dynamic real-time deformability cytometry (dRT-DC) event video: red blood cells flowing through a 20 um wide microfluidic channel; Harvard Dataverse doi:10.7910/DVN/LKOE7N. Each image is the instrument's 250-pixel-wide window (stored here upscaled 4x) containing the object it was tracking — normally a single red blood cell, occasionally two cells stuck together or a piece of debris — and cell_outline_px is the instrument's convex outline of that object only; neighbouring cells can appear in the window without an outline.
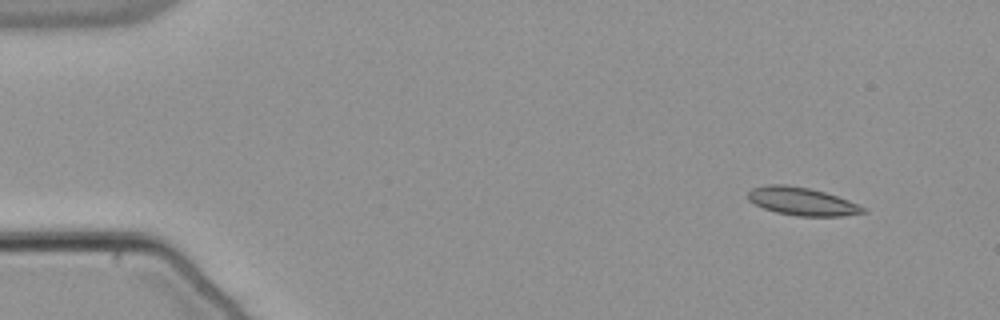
{"species": "common noctule bat (a hibernating species)", "species_latin": "Nyctalus noctula", "temperature_condition": "warm", "stored_images_in_passage": 50, "camera_frame_rate_fps": 3000, "um_per_image_px": 0.085, "animal": {"sex": "male", "body_mass_g": 21.5, "forearm_length_mm": 52.0}, "frame": {"image": 1, "passage_image": 1, "time_ms": 0.0, "image_size_px": [1000, 320], "cell_outline_px": [[868, 212], [844, 216], [800, 216], [776, 212], [764, 208], [748, 200], [748, 192], [752, 188], [768, 184], [784, 184], [808, 188], [824, 192], [848, 200], [864, 208]], "centroid_in_image_um": [68.15, 17.12], "position_along_channel_um": 16.8, "area_um2": 18.55}}
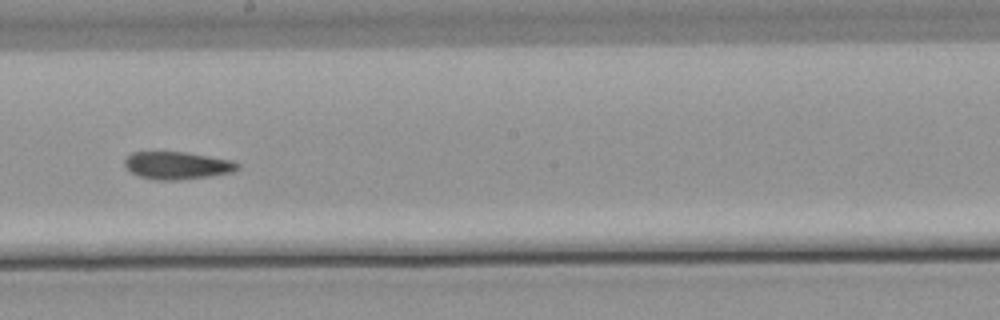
{"frame": {"image": 2, "passage_image": 27, "time_ms": 8.667, "image_size_px": [1000, 320], "cell_outline_px": [[240, 168], [232, 172], [208, 176], [176, 180], [156, 180], [140, 176], [132, 172], [124, 164], [124, 160], [132, 152], [184, 152], [232, 160], [240, 164]], "centroid_in_image_um": [15.08, 14.06], "position_along_channel_um": 233.1, "area_um2": 17.92}}
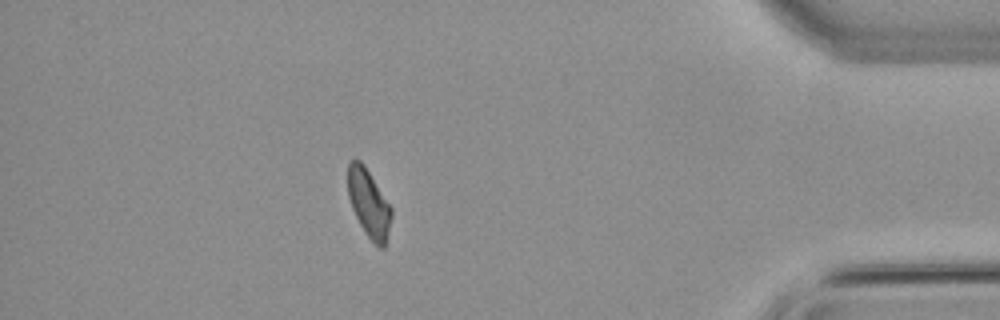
{"frame": {"image": 3, "passage_image": 44, "time_ms": 14.333, "image_size_px": [1000, 320], "cell_outline_px": [[392, 216], [384, 248], [380, 248], [364, 232], [352, 208], [348, 196], [348, 164], [352, 160], [360, 160], [364, 164], [392, 208]], "centroid_in_image_um": [31.35, 17.27], "position_along_channel_um": 403.9, "area_um2": 16.99}, "authors_computed_cell_mechanics": {"area_um2": 17.9469, "velocity_mm_per_s": 3.7976, "shape_relaxation_time_tau1_ms": null, "shape_relaxation_time_tau2_ms": 7.1552, "deformation_change_tau1": null, "deformation_change_tau2": 0.1325}}